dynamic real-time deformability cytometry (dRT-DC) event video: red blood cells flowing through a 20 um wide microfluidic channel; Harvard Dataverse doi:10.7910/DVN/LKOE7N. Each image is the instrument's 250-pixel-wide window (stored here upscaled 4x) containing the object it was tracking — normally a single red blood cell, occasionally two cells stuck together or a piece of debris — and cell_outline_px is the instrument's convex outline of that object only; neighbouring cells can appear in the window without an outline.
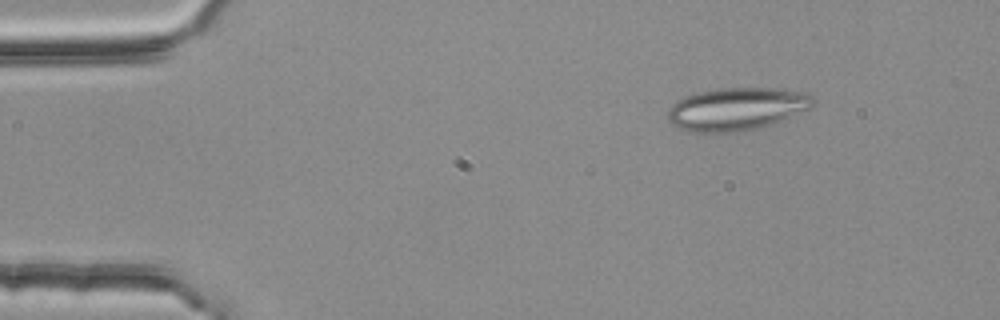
{"species": "common noctule bat (a hibernating species)", "species_latin": "Nyctalus noctula", "temperature_condition": "room temperature", "stored_images_in_passage": 3, "camera_frame_rate_fps": 3000, "um_per_image_px": 0.085, "animal": {"sex": "female", "body_mass_g": 25.1}, "frame": {"image": 1, "passage_image": 1, "time_ms": 0.0, "image_size_px": [1000, 320], "cell_outline_px": [[816, 100], [812, 108], [772, 124], [756, 128], [732, 132], [688, 132], [676, 128], [668, 120], [668, 108], [676, 100], [684, 96], [700, 92], [720, 88], [772, 88], [804, 92], [812, 96]], "centroid_in_image_um": [62.6, 9.26], "position_along_channel_um": 22.4, "area_um2": 36.36}}